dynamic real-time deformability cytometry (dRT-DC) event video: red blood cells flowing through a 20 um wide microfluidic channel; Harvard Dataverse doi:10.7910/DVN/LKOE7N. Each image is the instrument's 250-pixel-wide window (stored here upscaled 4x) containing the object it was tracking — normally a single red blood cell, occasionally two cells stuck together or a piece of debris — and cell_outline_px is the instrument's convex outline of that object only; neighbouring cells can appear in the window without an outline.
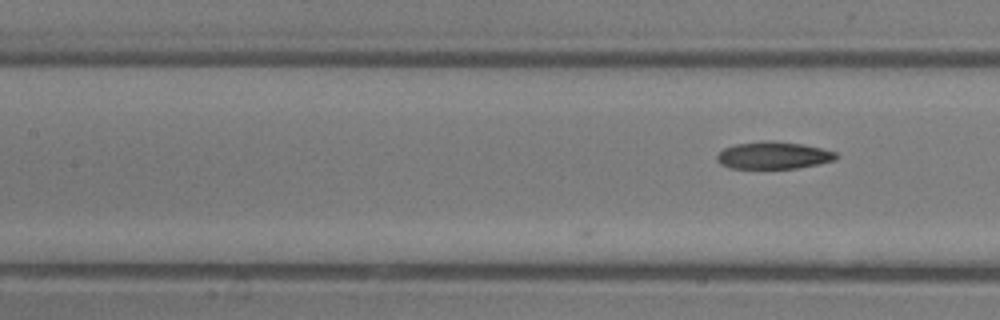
{"species": "common noctule bat (a hibernating species)", "species_latin": "Nyctalus noctula", "temperature_condition": "room temperature", "stored_images_in_passage": 9, "camera_frame_rate_fps": 3000, "um_per_image_px": 0.085, "animal": {"sex": "male", "body_mass_g": 13.3}, "frame": {"image": 1, "passage_image": 9, "time_ms": 2.667, "image_size_px": [1000, 320], "cell_outline_px": [[840, 156], [836, 160], [796, 168], [732, 168], [720, 164], [716, 160], [716, 156], [724, 148], [736, 144], [764, 140], [772, 140], [800, 144], [820, 148], [836, 152]], "centroid_in_image_um": [65.74, 13.2], "position_along_channel_um": 141.7, "area_um2": 18.84}}